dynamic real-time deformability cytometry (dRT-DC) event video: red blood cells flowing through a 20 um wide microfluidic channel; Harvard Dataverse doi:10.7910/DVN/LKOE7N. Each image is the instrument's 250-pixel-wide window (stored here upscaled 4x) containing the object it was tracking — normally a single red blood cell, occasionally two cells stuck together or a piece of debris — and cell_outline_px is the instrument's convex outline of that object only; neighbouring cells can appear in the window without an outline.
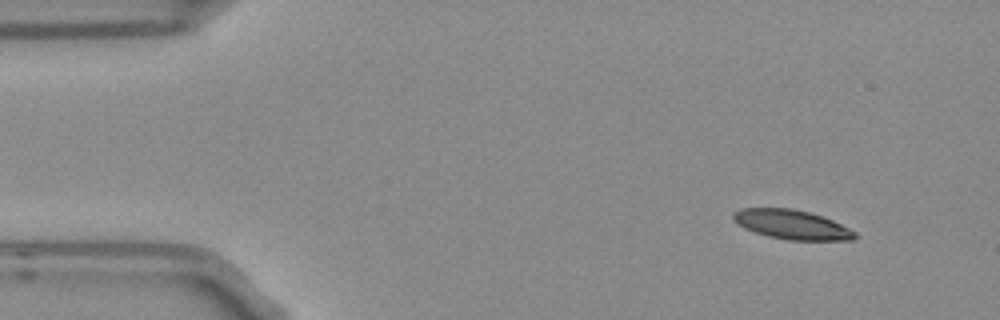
{"species": "Egyptian fruit bat (a non-hibernating species)", "species_latin": "Rousettus aegyptiacus", "temperature_condition": "room temperature", "stored_images_in_passage": 3, "camera_frame_rate_fps": 3000, "um_per_image_px": 0.085, "frame": {"image": 1, "passage_image": 1, "time_ms": 0.0, "image_size_px": [1000, 320], "cell_outline_px": [[856, 236], [852, 240], [788, 240], [768, 236], [744, 228], [736, 224], [732, 220], [732, 212], [740, 208], [792, 208], [808, 212], [832, 220], [856, 232]], "centroid_in_image_um": [67.24, 19.08], "position_along_channel_um": 17.8, "area_um2": 20.75}}
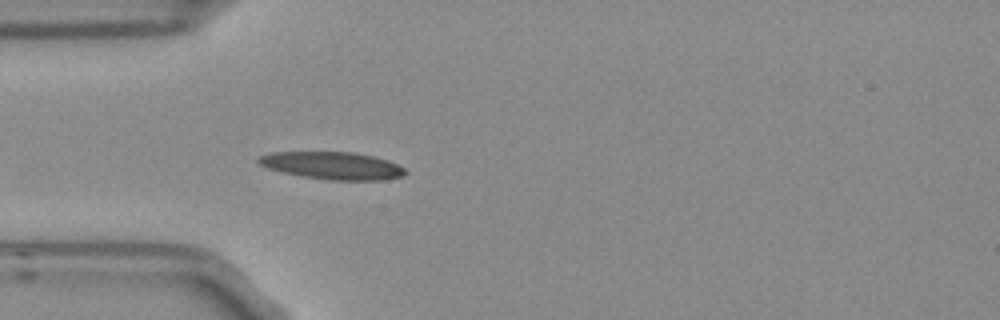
{"frame": {"image": 2, "passage_image": 3, "time_ms": 0.667, "image_size_px": [1000, 320], "cell_outline_px": [[408, 172], [404, 176], [384, 180], [328, 180], [304, 176], [284, 172], [268, 168], [260, 164], [256, 160], [260, 156], [272, 152], [356, 152], [388, 160], [404, 168]], "centroid_in_image_um": [28.3, 14.07], "position_along_channel_um": 56.7, "area_um2": 23.41}}